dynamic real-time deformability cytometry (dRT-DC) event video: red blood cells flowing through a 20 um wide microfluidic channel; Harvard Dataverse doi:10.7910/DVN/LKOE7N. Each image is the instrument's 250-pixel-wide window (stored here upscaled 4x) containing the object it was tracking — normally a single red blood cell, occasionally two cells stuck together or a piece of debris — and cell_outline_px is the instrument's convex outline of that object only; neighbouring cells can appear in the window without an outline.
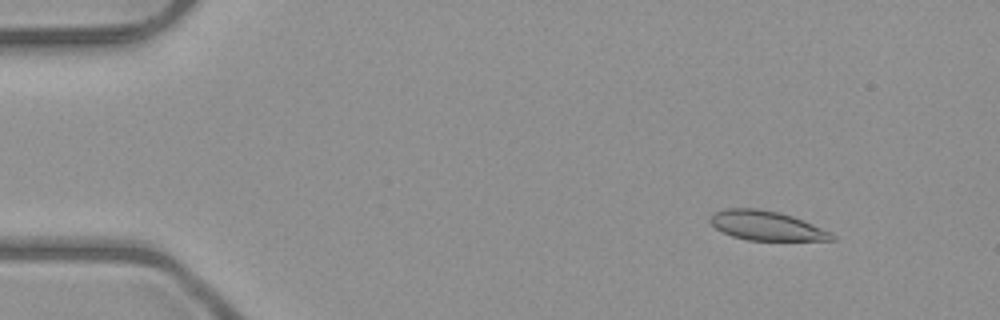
{"species": "common noctule bat (a hibernating species)", "species_latin": "Nyctalus noctula", "temperature_condition": "room temperature", "stored_images_in_passage": 4, "camera_frame_rate_fps": 3000, "um_per_image_px": 0.085, "animal": {"sex": "male", "body_mass_g": 23.1, "forearm_length_mm": 52.7}, "frame": {"image": 1, "passage_image": 1, "time_ms": 0.0, "image_size_px": [1000, 320], "cell_outline_px": [[836, 240], [748, 240], [732, 236], [716, 228], [708, 220], [712, 212], [728, 208], [756, 208], [780, 212], [792, 216], [832, 232], [836, 236]], "centroid_in_image_um": [65.14, 19.17], "position_along_channel_um": 19.9, "area_um2": 20.81}}
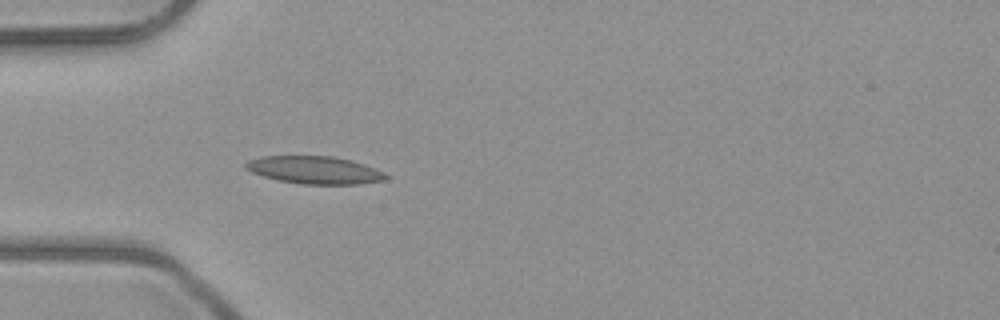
{"frame": {"image": 2, "passage_image": 4, "time_ms": 3.333, "image_size_px": [1000, 320], "cell_outline_px": [[392, 176], [388, 180], [360, 184], [300, 184], [280, 180], [264, 176], [252, 172], [244, 168], [244, 164], [248, 160], [260, 156], [332, 156], [352, 160], [364, 164], [384, 172]], "centroid_in_image_um": [26.79, 14.45], "position_along_channel_um": 58.2, "area_um2": 22.77}}